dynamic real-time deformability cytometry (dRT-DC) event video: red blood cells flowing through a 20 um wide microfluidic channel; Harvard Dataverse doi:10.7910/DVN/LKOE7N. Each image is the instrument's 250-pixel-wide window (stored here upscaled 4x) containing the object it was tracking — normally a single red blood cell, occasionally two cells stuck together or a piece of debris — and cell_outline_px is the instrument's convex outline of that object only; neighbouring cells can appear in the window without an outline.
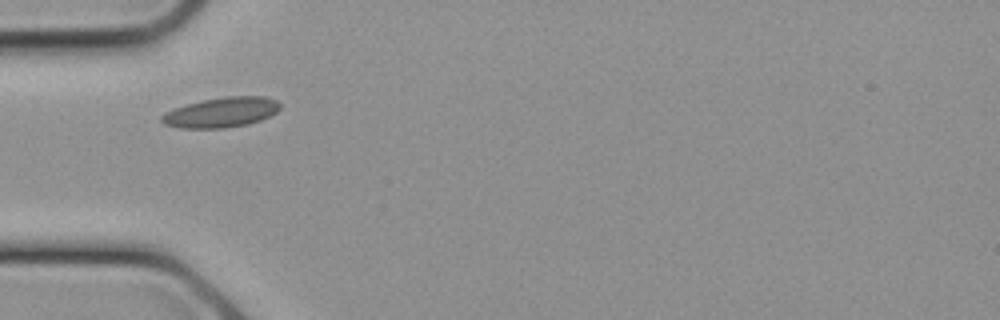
{"species": "common noctule bat (a hibernating species)", "species_latin": "Nyctalus noctula", "temperature_condition": "cold", "stored_images_in_passage": 16, "camera_frame_rate_fps": 3000, "um_per_image_px": 0.085, "animal": {"sex": "female", "body_mass_g": 21.9}, "frame": {"image": 1, "passage_image": 1, "time_ms": 0.0, "image_size_px": [1000, 320], "cell_outline_px": [[280, 108], [276, 112], [260, 120], [248, 124], [224, 128], [180, 128], [164, 124], [160, 120], [160, 116], [164, 112], [188, 104], [204, 100], [228, 96], [268, 96], [276, 100], [280, 104]], "centroid_in_image_um": [18.81, 9.55], "position_along_channel_um": 66.2, "area_um2": 20.63}}
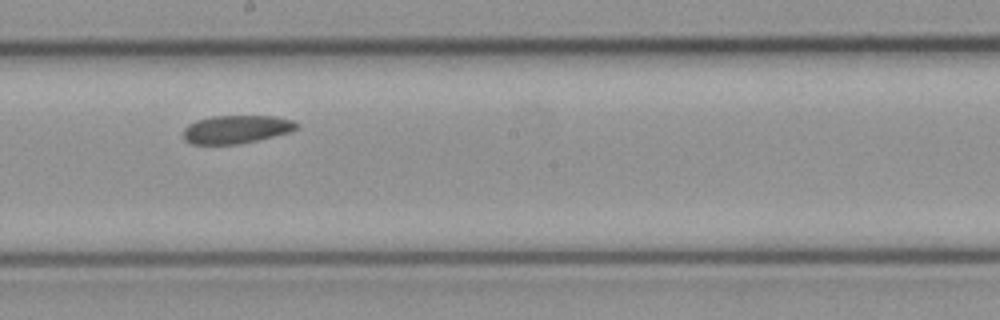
{"frame": {"image": 2, "passage_image": 7, "time_ms": 2.0, "image_size_px": [1000, 320], "cell_outline_px": [[300, 128], [288, 132], [256, 140], [236, 144], [192, 144], [184, 140], [184, 128], [188, 124], [196, 120], [212, 116], [272, 116], [292, 120], [300, 124]], "centroid_in_image_um": [20.07, 10.98], "position_along_channel_um": 228.1, "area_um2": 18.5}}
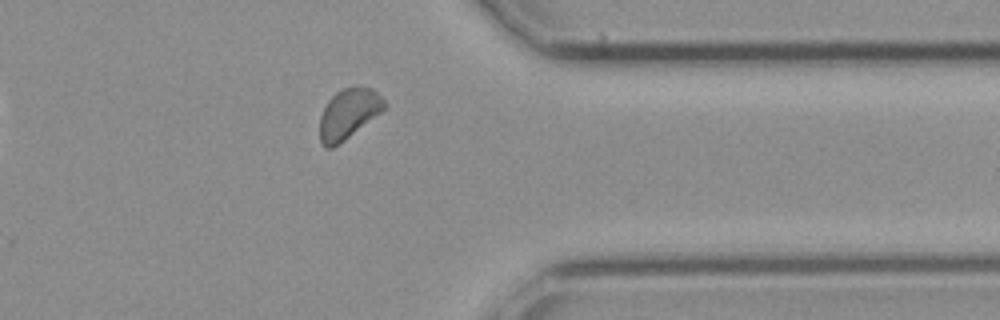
{"frame": {"image": 3, "passage_image": 13, "time_ms": 4.0, "image_size_px": [1000, 320], "cell_outline_px": [[384, 108], [380, 112], [344, 140], [332, 148], [324, 148], [320, 140], [320, 116], [328, 100], [336, 92], [344, 88], [356, 84], [372, 88], [384, 100]], "centroid_in_image_um": [29.59, 9.64], "position_along_channel_um": 381.8, "area_um2": 18.61}}